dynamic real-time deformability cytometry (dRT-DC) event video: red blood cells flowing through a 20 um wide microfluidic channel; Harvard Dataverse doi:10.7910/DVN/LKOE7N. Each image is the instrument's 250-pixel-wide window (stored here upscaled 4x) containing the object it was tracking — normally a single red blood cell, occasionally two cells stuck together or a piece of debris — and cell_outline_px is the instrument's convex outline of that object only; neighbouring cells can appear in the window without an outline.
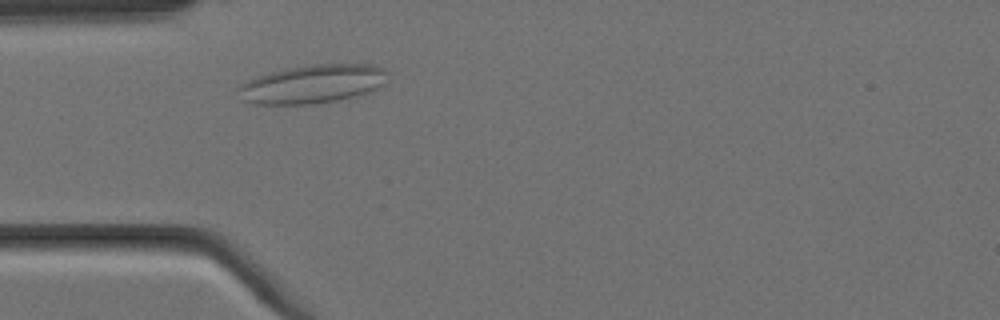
{"species": "Egyptian fruit bat (a non-hibernating species)", "species_latin": "Rousettus aegyptiacus", "temperature_condition": "cold", "stored_images_in_passage": 2, "camera_frame_rate_fps": 3000, "um_per_image_px": 0.085, "animal": {"sex": "female"}, "frame": {"image": 1, "passage_image": 2, "time_ms": 0.333, "image_size_px": [1000, 320], "cell_outline_px": [[388, 80], [384, 84], [372, 92], [360, 96], [316, 104], [252, 104], [240, 100], [236, 88], [240, 84], [256, 76], [288, 68], [312, 64], [372, 64], [384, 68], [388, 72]], "centroid_in_image_um": [26.6, 7.15], "position_along_channel_um": 58.4, "area_um2": 34.28}}